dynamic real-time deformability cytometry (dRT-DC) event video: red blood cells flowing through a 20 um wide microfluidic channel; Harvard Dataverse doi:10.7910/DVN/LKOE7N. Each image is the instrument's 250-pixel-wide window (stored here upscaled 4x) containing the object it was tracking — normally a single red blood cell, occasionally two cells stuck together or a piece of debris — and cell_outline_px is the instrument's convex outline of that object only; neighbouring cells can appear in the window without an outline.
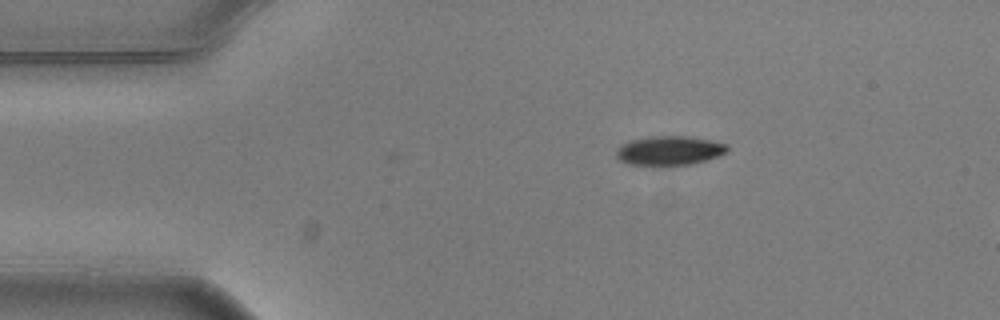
{"species": "common noctule bat (a hibernating species)", "species_latin": "Nyctalus noctula", "temperature_condition": "warm", "stored_images_in_passage": 5, "camera_frame_rate_fps": 3000, "um_per_image_px": 0.085, "animal": {"sex": "male", "body_mass_g": 20.5, "forearm_length_mm": 52.5}, "frame": {"image": 1, "passage_image": 2, "time_ms": 0.333, "image_size_px": [1000, 320], "cell_outline_px": [[728, 152], [708, 160], [692, 164], [664, 168], [656, 168], [628, 164], [620, 160], [616, 156], [616, 152], [624, 144], [632, 140], [652, 136], [688, 136], [728, 144]], "centroid_in_image_um": [56.91, 12.86], "position_along_channel_um": 28.1, "area_um2": 19.54}}